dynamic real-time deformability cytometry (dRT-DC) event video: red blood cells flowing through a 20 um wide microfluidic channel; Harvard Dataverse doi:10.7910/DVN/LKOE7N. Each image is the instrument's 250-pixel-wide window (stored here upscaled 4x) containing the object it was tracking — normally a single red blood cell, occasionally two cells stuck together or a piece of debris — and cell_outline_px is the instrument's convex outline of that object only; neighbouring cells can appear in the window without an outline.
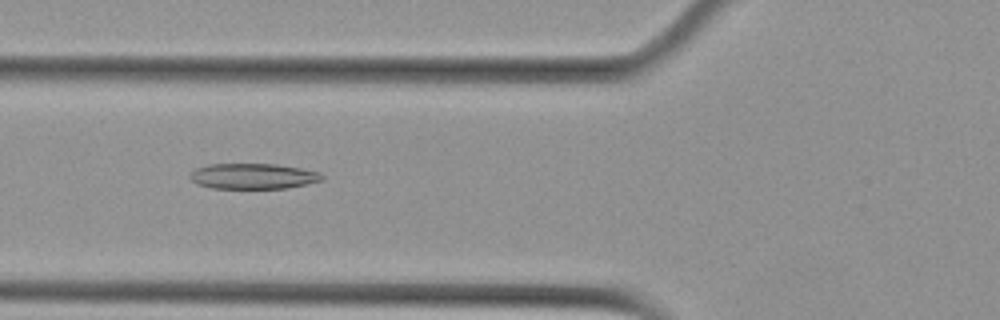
{"species": "Egyptian fruit bat (a non-hibernating species)", "species_latin": "Rousettus aegyptiacus", "temperature_condition": "cold", "stored_images_in_passage": 5, "camera_frame_rate_fps": 3000, "um_per_image_px": 0.085, "animal": {"sex": "female"}, "frame": {"image": 1, "passage_image": 4, "time_ms": 1.0, "image_size_px": [1000, 320], "cell_outline_px": [[324, 176], [320, 180], [304, 184], [284, 188], [212, 188], [196, 184], [188, 176], [196, 168], [208, 164], [276, 164], [300, 168], [320, 172]], "centroid_in_image_um": [21.46, 14.97], "position_along_channel_um": 104.3, "area_um2": 19.48}}
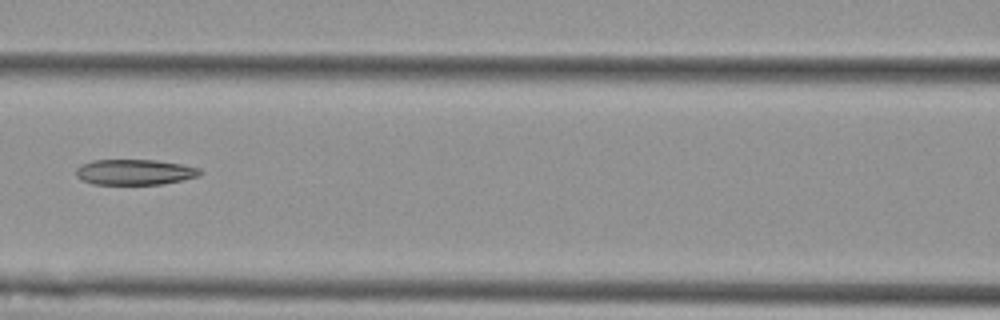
{"frame": {"image": 2, "passage_image": 5, "time_ms": 1.333, "image_size_px": [1000, 320], "cell_outline_px": [[204, 172], [200, 176], [160, 184], [92, 184], [76, 176], [76, 168], [80, 164], [92, 160], [156, 160], [180, 164], [200, 168]], "centroid_in_image_um": [11.45, 14.62], "position_along_channel_um": 155.2, "area_um2": 18.44}}